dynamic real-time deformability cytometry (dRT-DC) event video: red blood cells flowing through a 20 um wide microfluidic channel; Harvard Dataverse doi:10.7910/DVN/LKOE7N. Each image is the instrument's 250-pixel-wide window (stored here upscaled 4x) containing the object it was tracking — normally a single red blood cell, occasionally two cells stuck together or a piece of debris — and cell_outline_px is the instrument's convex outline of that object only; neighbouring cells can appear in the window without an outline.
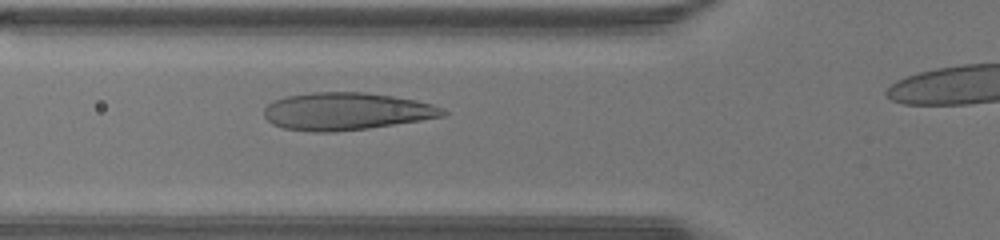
{"species": "human", "species_latin": "Homo sapiens", "temperature_condition": "warm", "stored_images_in_passage": 29, "camera_frame_rate_fps": 3000, "um_per_image_px": 0.085, "donor": {"sex": "male"}, "frame": {"image": 1, "passage_image": 6, "time_ms": 1.667, "image_size_px": [1000, 240], "cell_outline_px": [[448, 112], [444, 116], [420, 120], [368, 128], [336, 132], [312, 132], [284, 128], [272, 124], [264, 116], [264, 108], [268, 104], [276, 100], [288, 96], [312, 92], [368, 92], [416, 100], [432, 104], [444, 108]], "centroid_in_image_um": [29.44, 9.46], "position_along_channel_um": 96.4, "area_um2": 39.02}}
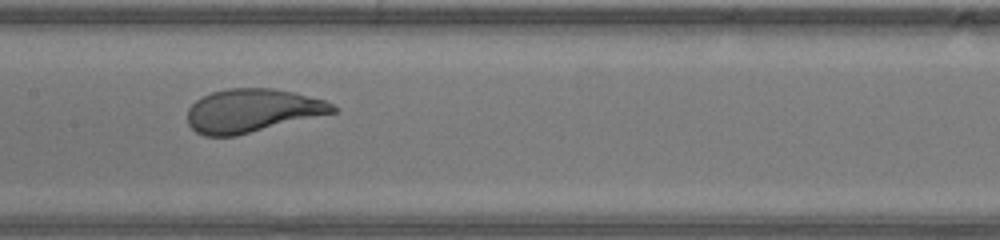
{"frame": {"image": 2, "passage_image": 12, "time_ms": 3.667, "image_size_px": [1000, 240], "cell_outline_px": [[340, 108], [336, 112], [236, 136], [204, 136], [196, 132], [188, 124], [188, 108], [196, 100], [212, 92], [228, 88], [272, 88], [296, 92], [324, 100]], "centroid_in_image_um": [21.45, 9.4], "position_along_channel_um": 186.0, "area_um2": 36.82}}
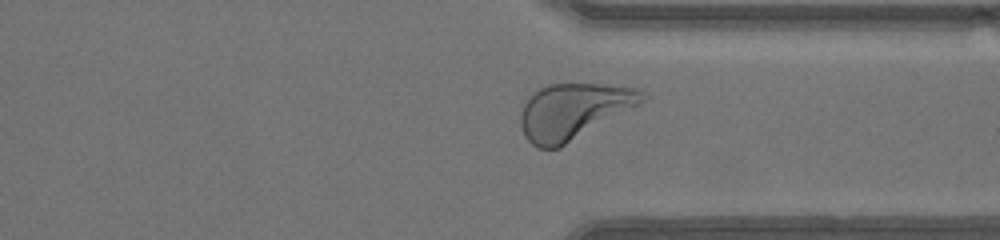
{"frame": {"image": 3, "passage_image": 24, "time_ms": 7.667, "image_size_px": [1000, 240], "cell_outline_px": [[652, 96], [640, 104], [560, 148], [536, 148], [524, 136], [520, 124], [520, 116], [524, 104], [532, 92], [548, 84], [604, 84], [644, 88]], "centroid_in_image_um": [48.81, 9.43], "position_along_channel_um": 362.6, "area_um2": 40.06}}